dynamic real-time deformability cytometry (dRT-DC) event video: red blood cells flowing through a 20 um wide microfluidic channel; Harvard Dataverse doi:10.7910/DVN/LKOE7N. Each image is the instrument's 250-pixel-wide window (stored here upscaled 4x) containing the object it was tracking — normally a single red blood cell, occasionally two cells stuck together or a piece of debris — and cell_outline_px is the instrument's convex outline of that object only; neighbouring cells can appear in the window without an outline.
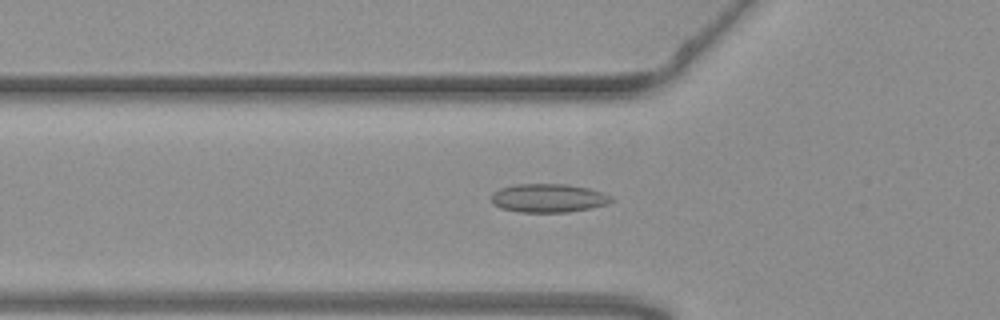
{"species": "common noctule bat (a hibernating species)", "species_latin": "Nyctalus noctula", "temperature_condition": "warm", "stored_images_in_passage": 43, "camera_frame_rate_fps": 3000, "um_per_image_px": 0.085, "animal": {"sex": "female", "body_mass_g": 19.3, "forearm_length_mm": 54.1}, "frame": {"image": 1, "passage_image": 9, "time_ms": 2.667, "image_size_px": [1000, 320], "cell_outline_px": [[616, 200], [608, 204], [592, 208], [568, 212], [520, 212], [500, 208], [492, 204], [492, 192], [500, 188], [512, 184], [564, 184], [588, 188], [612, 196]], "centroid_in_image_um": [46.61, 16.84], "position_along_channel_um": 79.2, "area_um2": 20.17}}
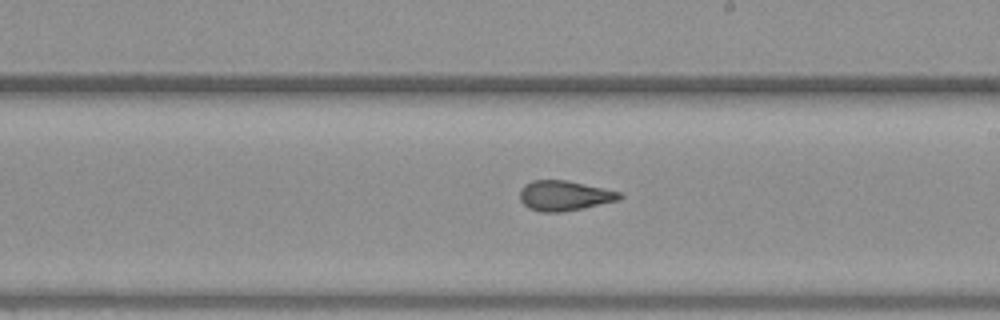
{"frame": {"image": 2, "passage_image": 22, "time_ms": 7.0, "image_size_px": [1000, 320], "cell_outline_px": [[624, 196], [620, 200], [564, 212], [540, 212], [528, 208], [520, 200], [520, 188], [524, 184], [532, 180], [568, 180], [604, 188], [620, 192]], "centroid_in_image_um": [47.97, 16.63], "position_along_channel_um": 241.0, "area_um2": 17.69}}
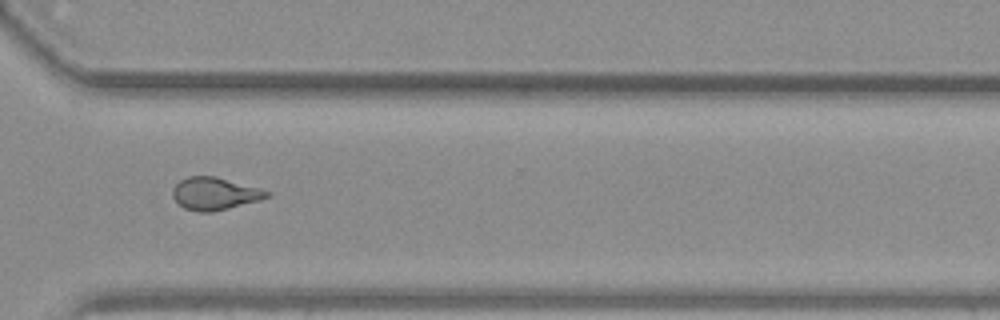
{"frame": {"image": 3, "passage_image": 31, "time_ms": 10.0, "image_size_px": [1000, 320], "cell_outline_px": [[272, 196], [260, 200], [212, 212], [196, 212], [184, 208], [172, 196], [172, 188], [180, 180], [188, 176], [216, 176], [260, 188], [272, 192]], "centroid_in_image_um": [18.27, 16.45], "position_along_channel_um": 352.3, "area_um2": 17.98}, "authors_computed_cell_mechanics": {"area_um2": 17.8024, "velocity_mm_per_s": 3.7146, "shape_relaxation_time_tau1_ms": null, "shape_relaxation_time_tau2_ms": 2.327, "deformation_change_tau1": null, "deformation_change_tau2": 0.0722}}